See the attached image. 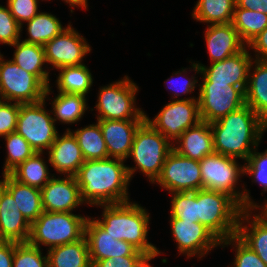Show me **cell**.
Wrapping results in <instances>:
<instances>
[{
    "label": "cell",
    "instance_id": "484cf974",
    "mask_svg": "<svg viewBox=\"0 0 267 267\" xmlns=\"http://www.w3.org/2000/svg\"><path fill=\"white\" fill-rule=\"evenodd\" d=\"M1 177L0 183L14 198L22 215L32 224L44 212L41 189L23 184L10 174Z\"/></svg>",
    "mask_w": 267,
    "mask_h": 267
},
{
    "label": "cell",
    "instance_id": "5bb4252c",
    "mask_svg": "<svg viewBox=\"0 0 267 267\" xmlns=\"http://www.w3.org/2000/svg\"><path fill=\"white\" fill-rule=\"evenodd\" d=\"M167 193L194 192L202 189L200 163L171 150L166 157L161 173L153 183Z\"/></svg>",
    "mask_w": 267,
    "mask_h": 267
},
{
    "label": "cell",
    "instance_id": "f35d334b",
    "mask_svg": "<svg viewBox=\"0 0 267 267\" xmlns=\"http://www.w3.org/2000/svg\"><path fill=\"white\" fill-rule=\"evenodd\" d=\"M232 246L231 250L235 252L234 260L230 263L231 267H267L259 256L247 246L237 235L231 236L221 241L220 248Z\"/></svg>",
    "mask_w": 267,
    "mask_h": 267
},
{
    "label": "cell",
    "instance_id": "60d3db41",
    "mask_svg": "<svg viewBox=\"0 0 267 267\" xmlns=\"http://www.w3.org/2000/svg\"><path fill=\"white\" fill-rule=\"evenodd\" d=\"M260 146L252 152L249 159L243 163L244 176L251 178V182L259 184L262 188L261 195L267 192V149L264 152H260ZM259 151V152H258Z\"/></svg>",
    "mask_w": 267,
    "mask_h": 267
},
{
    "label": "cell",
    "instance_id": "603a6c76",
    "mask_svg": "<svg viewBox=\"0 0 267 267\" xmlns=\"http://www.w3.org/2000/svg\"><path fill=\"white\" fill-rule=\"evenodd\" d=\"M236 235L267 265V218L265 216L257 209H243Z\"/></svg>",
    "mask_w": 267,
    "mask_h": 267
},
{
    "label": "cell",
    "instance_id": "ac0fdd59",
    "mask_svg": "<svg viewBox=\"0 0 267 267\" xmlns=\"http://www.w3.org/2000/svg\"><path fill=\"white\" fill-rule=\"evenodd\" d=\"M41 195L45 212H73L86 205L75 176L54 175L41 189Z\"/></svg>",
    "mask_w": 267,
    "mask_h": 267
},
{
    "label": "cell",
    "instance_id": "4dcf8cb0",
    "mask_svg": "<svg viewBox=\"0 0 267 267\" xmlns=\"http://www.w3.org/2000/svg\"><path fill=\"white\" fill-rule=\"evenodd\" d=\"M26 26L27 35L25 39L21 40L27 43L39 44L44 46L47 42L59 35L65 28L61 20L52 13L43 12L42 10L35 15L30 21H27L25 25L21 26V35L23 27Z\"/></svg>",
    "mask_w": 267,
    "mask_h": 267
},
{
    "label": "cell",
    "instance_id": "6da1fadb",
    "mask_svg": "<svg viewBox=\"0 0 267 267\" xmlns=\"http://www.w3.org/2000/svg\"><path fill=\"white\" fill-rule=\"evenodd\" d=\"M127 161L118 158L85 161L75 178L88 207L131 201Z\"/></svg>",
    "mask_w": 267,
    "mask_h": 267
},
{
    "label": "cell",
    "instance_id": "d6986e66",
    "mask_svg": "<svg viewBox=\"0 0 267 267\" xmlns=\"http://www.w3.org/2000/svg\"><path fill=\"white\" fill-rule=\"evenodd\" d=\"M46 156L56 175L75 176L85 162L78 141L70 130L57 135Z\"/></svg>",
    "mask_w": 267,
    "mask_h": 267
},
{
    "label": "cell",
    "instance_id": "5b68a950",
    "mask_svg": "<svg viewBox=\"0 0 267 267\" xmlns=\"http://www.w3.org/2000/svg\"><path fill=\"white\" fill-rule=\"evenodd\" d=\"M172 143L146 120L135 133L128 158L135 165H126L130 180L135 173H142L153 184L159 177Z\"/></svg>",
    "mask_w": 267,
    "mask_h": 267
},
{
    "label": "cell",
    "instance_id": "e0dca14e",
    "mask_svg": "<svg viewBox=\"0 0 267 267\" xmlns=\"http://www.w3.org/2000/svg\"><path fill=\"white\" fill-rule=\"evenodd\" d=\"M84 236L92 265L99 260L117 256H147L130 243L112 237L90 215L85 223Z\"/></svg>",
    "mask_w": 267,
    "mask_h": 267
},
{
    "label": "cell",
    "instance_id": "f5cc1de1",
    "mask_svg": "<svg viewBox=\"0 0 267 267\" xmlns=\"http://www.w3.org/2000/svg\"><path fill=\"white\" fill-rule=\"evenodd\" d=\"M264 123H265V132H267V120Z\"/></svg>",
    "mask_w": 267,
    "mask_h": 267
},
{
    "label": "cell",
    "instance_id": "f1b7e54d",
    "mask_svg": "<svg viewBox=\"0 0 267 267\" xmlns=\"http://www.w3.org/2000/svg\"><path fill=\"white\" fill-rule=\"evenodd\" d=\"M45 153L35 152L9 174L23 184L42 189L55 175V173H50L49 157L46 160Z\"/></svg>",
    "mask_w": 267,
    "mask_h": 267
},
{
    "label": "cell",
    "instance_id": "2e32d148",
    "mask_svg": "<svg viewBox=\"0 0 267 267\" xmlns=\"http://www.w3.org/2000/svg\"><path fill=\"white\" fill-rule=\"evenodd\" d=\"M253 56L246 46L241 52L225 58L219 62L206 66L199 61L195 63L200 67L199 83H221L239 87L244 93L248 83L249 67Z\"/></svg>",
    "mask_w": 267,
    "mask_h": 267
},
{
    "label": "cell",
    "instance_id": "7dc6e473",
    "mask_svg": "<svg viewBox=\"0 0 267 267\" xmlns=\"http://www.w3.org/2000/svg\"><path fill=\"white\" fill-rule=\"evenodd\" d=\"M14 242L0 241V267H13Z\"/></svg>",
    "mask_w": 267,
    "mask_h": 267
},
{
    "label": "cell",
    "instance_id": "8fae6325",
    "mask_svg": "<svg viewBox=\"0 0 267 267\" xmlns=\"http://www.w3.org/2000/svg\"><path fill=\"white\" fill-rule=\"evenodd\" d=\"M198 102L201 121L212 123L245 105V93L236 86L199 83Z\"/></svg>",
    "mask_w": 267,
    "mask_h": 267
},
{
    "label": "cell",
    "instance_id": "4316f807",
    "mask_svg": "<svg viewBox=\"0 0 267 267\" xmlns=\"http://www.w3.org/2000/svg\"><path fill=\"white\" fill-rule=\"evenodd\" d=\"M245 104L264 122L267 120V61L253 59L249 67Z\"/></svg>",
    "mask_w": 267,
    "mask_h": 267
},
{
    "label": "cell",
    "instance_id": "db71d44e",
    "mask_svg": "<svg viewBox=\"0 0 267 267\" xmlns=\"http://www.w3.org/2000/svg\"><path fill=\"white\" fill-rule=\"evenodd\" d=\"M3 101H4V100H3L2 96L0 95V104H1Z\"/></svg>",
    "mask_w": 267,
    "mask_h": 267
},
{
    "label": "cell",
    "instance_id": "44dd1931",
    "mask_svg": "<svg viewBox=\"0 0 267 267\" xmlns=\"http://www.w3.org/2000/svg\"><path fill=\"white\" fill-rule=\"evenodd\" d=\"M31 224L18 209L14 198L0 183V241L28 242Z\"/></svg>",
    "mask_w": 267,
    "mask_h": 267
},
{
    "label": "cell",
    "instance_id": "c3c4849f",
    "mask_svg": "<svg viewBox=\"0 0 267 267\" xmlns=\"http://www.w3.org/2000/svg\"><path fill=\"white\" fill-rule=\"evenodd\" d=\"M236 6L267 15V0H235Z\"/></svg>",
    "mask_w": 267,
    "mask_h": 267
},
{
    "label": "cell",
    "instance_id": "b9f144b4",
    "mask_svg": "<svg viewBox=\"0 0 267 267\" xmlns=\"http://www.w3.org/2000/svg\"><path fill=\"white\" fill-rule=\"evenodd\" d=\"M21 39V26L10 12L9 7L0 4V44L12 46Z\"/></svg>",
    "mask_w": 267,
    "mask_h": 267
},
{
    "label": "cell",
    "instance_id": "d590c367",
    "mask_svg": "<svg viewBox=\"0 0 267 267\" xmlns=\"http://www.w3.org/2000/svg\"><path fill=\"white\" fill-rule=\"evenodd\" d=\"M231 23L238 31L241 40L247 45L267 27V15L235 5Z\"/></svg>",
    "mask_w": 267,
    "mask_h": 267
},
{
    "label": "cell",
    "instance_id": "ba28073f",
    "mask_svg": "<svg viewBox=\"0 0 267 267\" xmlns=\"http://www.w3.org/2000/svg\"><path fill=\"white\" fill-rule=\"evenodd\" d=\"M89 215L73 212H43L32 224L28 242L46 250L72 243L84 236Z\"/></svg>",
    "mask_w": 267,
    "mask_h": 267
},
{
    "label": "cell",
    "instance_id": "e575fe53",
    "mask_svg": "<svg viewBox=\"0 0 267 267\" xmlns=\"http://www.w3.org/2000/svg\"><path fill=\"white\" fill-rule=\"evenodd\" d=\"M188 63H191V67H182L180 70L172 72L173 74H171V76L168 77L166 81H164V84H166V89L171 92L170 100L198 99V96H194L193 92L197 87H199L200 81L198 80L199 78L198 76L196 77V75H200V67L195 63V61L189 60ZM192 71H194L195 73L191 74L190 76L189 73H191ZM188 94L191 97H188ZM190 94H193V96ZM182 96L187 97L185 98Z\"/></svg>",
    "mask_w": 267,
    "mask_h": 267
},
{
    "label": "cell",
    "instance_id": "7c38bea8",
    "mask_svg": "<svg viewBox=\"0 0 267 267\" xmlns=\"http://www.w3.org/2000/svg\"><path fill=\"white\" fill-rule=\"evenodd\" d=\"M146 121L174 144L183 132L201 121L198 99L171 100L153 119L146 113Z\"/></svg>",
    "mask_w": 267,
    "mask_h": 267
},
{
    "label": "cell",
    "instance_id": "1f68e13d",
    "mask_svg": "<svg viewBox=\"0 0 267 267\" xmlns=\"http://www.w3.org/2000/svg\"><path fill=\"white\" fill-rule=\"evenodd\" d=\"M55 87L57 92L78 94L88 97L93 86L94 77L86 64L66 66L58 70Z\"/></svg>",
    "mask_w": 267,
    "mask_h": 267
},
{
    "label": "cell",
    "instance_id": "ab89813d",
    "mask_svg": "<svg viewBox=\"0 0 267 267\" xmlns=\"http://www.w3.org/2000/svg\"><path fill=\"white\" fill-rule=\"evenodd\" d=\"M29 242H14L13 267H49L47 253Z\"/></svg>",
    "mask_w": 267,
    "mask_h": 267
},
{
    "label": "cell",
    "instance_id": "7bdbcfd3",
    "mask_svg": "<svg viewBox=\"0 0 267 267\" xmlns=\"http://www.w3.org/2000/svg\"><path fill=\"white\" fill-rule=\"evenodd\" d=\"M39 1L40 0H6V4L17 23L22 26L40 12Z\"/></svg>",
    "mask_w": 267,
    "mask_h": 267
},
{
    "label": "cell",
    "instance_id": "277c9868",
    "mask_svg": "<svg viewBox=\"0 0 267 267\" xmlns=\"http://www.w3.org/2000/svg\"><path fill=\"white\" fill-rule=\"evenodd\" d=\"M199 163L202 188L230 195L243 209H257L260 206L250 196L251 192L245 182L240 183L243 182L241 178L244 176V165L238 159L213 153L205 156Z\"/></svg>",
    "mask_w": 267,
    "mask_h": 267
},
{
    "label": "cell",
    "instance_id": "74e56055",
    "mask_svg": "<svg viewBox=\"0 0 267 267\" xmlns=\"http://www.w3.org/2000/svg\"><path fill=\"white\" fill-rule=\"evenodd\" d=\"M170 217L183 221H198L197 217V191L169 193Z\"/></svg>",
    "mask_w": 267,
    "mask_h": 267
},
{
    "label": "cell",
    "instance_id": "681fc988",
    "mask_svg": "<svg viewBox=\"0 0 267 267\" xmlns=\"http://www.w3.org/2000/svg\"><path fill=\"white\" fill-rule=\"evenodd\" d=\"M63 1V3L67 4L69 9H70V13L73 14L74 12V8L77 9H82V10H86L89 9V4H88V0H61Z\"/></svg>",
    "mask_w": 267,
    "mask_h": 267
},
{
    "label": "cell",
    "instance_id": "d4e9b609",
    "mask_svg": "<svg viewBox=\"0 0 267 267\" xmlns=\"http://www.w3.org/2000/svg\"><path fill=\"white\" fill-rule=\"evenodd\" d=\"M54 94L53 87L50 85L46 89L44 95L45 101H50L51 113L53 120L61 125H73L80 122L86 112L90 110L88 105V98L83 95L71 94V93H61L58 92L54 94V98L49 97Z\"/></svg>",
    "mask_w": 267,
    "mask_h": 267
},
{
    "label": "cell",
    "instance_id": "30bf717a",
    "mask_svg": "<svg viewBox=\"0 0 267 267\" xmlns=\"http://www.w3.org/2000/svg\"><path fill=\"white\" fill-rule=\"evenodd\" d=\"M47 86L34 74L20 68L0 51V95L4 101L20 104L44 99Z\"/></svg>",
    "mask_w": 267,
    "mask_h": 267
},
{
    "label": "cell",
    "instance_id": "ffe728a7",
    "mask_svg": "<svg viewBox=\"0 0 267 267\" xmlns=\"http://www.w3.org/2000/svg\"><path fill=\"white\" fill-rule=\"evenodd\" d=\"M102 130L109 158L128 159L134 136L145 120H96Z\"/></svg>",
    "mask_w": 267,
    "mask_h": 267
},
{
    "label": "cell",
    "instance_id": "816d5d0a",
    "mask_svg": "<svg viewBox=\"0 0 267 267\" xmlns=\"http://www.w3.org/2000/svg\"><path fill=\"white\" fill-rule=\"evenodd\" d=\"M257 210L267 218V198H264ZM263 203V204H262Z\"/></svg>",
    "mask_w": 267,
    "mask_h": 267
},
{
    "label": "cell",
    "instance_id": "ee69618b",
    "mask_svg": "<svg viewBox=\"0 0 267 267\" xmlns=\"http://www.w3.org/2000/svg\"><path fill=\"white\" fill-rule=\"evenodd\" d=\"M20 103L3 101L0 104V137L16 132Z\"/></svg>",
    "mask_w": 267,
    "mask_h": 267
},
{
    "label": "cell",
    "instance_id": "f907efd6",
    "mask_svg": "<svg viewBox=\"0 0 267 267\" xmlns=\"http://www.w3.org/2000/svg\"><path fill=\"white\" fill-rule=\"evenodd\" d=\"M156 257H160L159 255L147 256L142 262H140L136 267H154L150 263L152 260L156 259Z\"/></svg>",
    "mask_w": 267,
    "mask_h": 267
},
{
    "label": "cell",
    "instance_id": "9c48e42d",
    "mask_svg": "<svg viewBox=\"0 0 267 267\" xmlns=\"http://www.w3.org/2000/svg\"><path fill=\"white\" fill-rule=\"evenodd\" d=\"M46 107L45 99L36 103L20 104L16 132L35 152H47L59 134L51 110Z\"/></svg>",
    "mask_w": 267,
    "mask_h": 267
},
{
    "label": "cell",
    "instance_id": "cb8c5ba5",
    "mask_svg": "<svg viewBox=\"0 0 267 267\" xmlns=\"http://www.w3.org/2000/svg\"><path fill=\"white\" fill-rule=\"evenodd\" d=\"M173 150L192 160L201 161L214 153L213 133L210 123L200 121L190 127L175 141Z\"/></svg>",
    "mask_w": 267,
    "mask_h": 267
},
{
    "label": "cell",
    "instance_id": "d6a6232c",
    "mask_svg": "<svg viewBox=\"0 0 267 267\" xmlns=\"http://www.w3.org/2000/svg\"><path fill=\"white\" fill-rule=\"evenodd\" d=\"M235 0H197L191 17L206 25L231 23Z\"/></svg>",
    "mask_w": 267,
    "mask_h": 267
},
{
    "label": "cell",
    "instance_id": "8992f818",
    "mask_svg": "<svg viewBox=\"0 0 267 267\" xmlns=\"http://www.w3.org/2000/svg\"><path fill=\"white\" fill-rule=\"evenodd\" d=\"M243 207L230 195L209 189L197 190L198 222L220 241L237 234Z\"/></svg>",
    "mask_w": 267,
    "mask_h": 267
},
{
    "label": "cell",
    "instance_id": "f546056e",
    "mask_svg": "<svg viewBox=\"0 0 267 267\" xmlns=\"http://www.w3.org/2000/svg\"><path fill=\"white\" fill-rule=\"evenodd\" d=\"M49 267H92L85 236L80 240L48 249Z\"/></svg>",
    "mask_w": 267,
    "mask_h": 267
},
{
    "label": "cell",
    "instance_id": "4fadbf2b",
    "mask_svg": "<svg viewBox=\"0 0 267 267\" xmlns=\"http://www.w3.org/2000/svg\"><path fill=\"white\" fill-rule=\"evenodd\" d=\"M71 23L69 22L67 28L43 46L50 71L84 64L85 56L93 50L86 38Z\"/></svg>",
    "mask_w": 267,
    "mask_h": 267
},
{
    "label": "cell",
    "instance_id": "7402d4cb",
    "mask_svg": "<svg viewBox=\"0 0 267 267\" xmlns=\"http://www.w3.org/2000/svg\"><path fill=\"white\" fill-rule=\"evenodd\" d=\"M203 36L210 63L233 56L247 46L232 23L207 25Z\"/></svg>",
    "mask_w": 267,
    "mask_h": 267
},
{
    "label": "cell",
    "instance_id": "3957f363",
    "mask_svg": "<svg viewBox=\"0 0 267 267\" xmlns=\"http://www.w3.org/2000/svg\"><path fill=\"white\" fill-rule=\"evenodd\" d=\"M94 207L102 211L100 217L92 218L112 237L130 243L147 256L164 254L148 240L151 216L146 207L135 201Z\"/></svg>",
    "mask_w": 267,
    "mask_h": 267
},
{
    "label": "cell",
    "instance_id": "52a82bcc",
    "mask_svg": "<svg viewBox=\"0 0 267 267\" xmlns=\"http://www.w3.org/2000/svg\"><path fill=\"white\" fill-rule=\"evenodd\" d=\"M95 106L96 120H146L145 111L137 106L139 86L127 74L98 88Z\"/></svg>",
    "mask_w": 267,
    "mask_h": 267
},
{
    "label": "cell",
    "instance_id": "83f0119b",
    "mask_svg": "<svg viewBox=\"0 0 267 267\" xmlns=\"http://www.w3.org/2000/svg\"><path fill=\"white\" fill-rule=\"evenodd\" d=\"M13 57L11 60L20 68L36 75L47 87L52 85L50 70L46 64L44 47L39 44L27 43L21 39L12 46Z\"/></svg>",
    "mask_w": 267,
    "mask_h": 267
},
{
    "label": "cell",
    "instance_id": "bcb514c9",
    "mask_svg": "<svg viewBox=\"0 0 267 267\" xmlns=\"http://www.w3.org/2000/svg\"><path fill=\"white\" fill-rule=\"evenodd\" d=\"M247 47L250 53H253V59L267 61V27L253 38Z\"/></svg>",
    "mask_w": 267,
    "mask_h": 267
},
{
    "label": "cell",
    "instance_id": "9a60e30c",
    "mask_svg": "<svg viewBox=\"0 0 267 267\" xmlns=\"http://www.w3.org/2000/svg\"><path fill=\"white\" fill-rule=\"evenodd\" d=\"M169 224L178 255L185 256L187 260L197 257L200 261L221 245V241L198 221L170 218Z\"/></svg>",
    "mask_w": 267,
    "mask_h": 267
},
{
    "label": "cell",
    "instance_id": "8d00e7d4",
    "mask_svg": "<svg viewBox=\"0 0 267 267\" xmlns=\"http://www.w3.org/2000/svg\"><path fill=\"white\" fill-rule=\"evenodd\" d=\"M1 139L5 140L6 146L2 175L9 174L35 153L30 144L17 132L10 133Z\"/></svg>",
    "mask_w": 267,
    "mask_h": 267
},
{
    "label": "cell",
    "instance_id": "7a4b0ae2",
    "mask_svg": "<svg viewBox=\"0 0 267 267\" xmlns=\"http://www.w3.org/2000/svg\"><path fill=\"white\" fill-rule=\"evenodd\" d=\"M214 153L247 161L264 138V121L247 105L210 123Z\"/></svg>",
    "mask_w": 267,
    "mask_h": 267
},
{
    "label": "cell",
    "instance_id": "836d02e7",
    "mask_svg": "<svg viewBox=\"0 0 267 267\" xmlns=\"http://www.w3.org/2000/svg\"><path fill=\"white\" fill-rule=\"evenodd\" d=\"M65 130H70L76 137L85 161L109 158L102 130L97 121L76 130L69 127Z\"/></svg>",
    "mask_w": 267,
    "mask_h": 267
},
{
    "label": "cell",
    "instance_id": "f6af8a7d",
    "mask_svg": "<svg viewBox=\"0 0 267 267\" xmlns=\"http://www.w3.org/2000/svg\"><path fill=\"white\" fill-rule=\"evenodd\" d=\"M147 256H117L99 260L92 267H136Z\"/></svg>",
    "mask_w": 267,
    "mask_h": 267
}]
</instances>
